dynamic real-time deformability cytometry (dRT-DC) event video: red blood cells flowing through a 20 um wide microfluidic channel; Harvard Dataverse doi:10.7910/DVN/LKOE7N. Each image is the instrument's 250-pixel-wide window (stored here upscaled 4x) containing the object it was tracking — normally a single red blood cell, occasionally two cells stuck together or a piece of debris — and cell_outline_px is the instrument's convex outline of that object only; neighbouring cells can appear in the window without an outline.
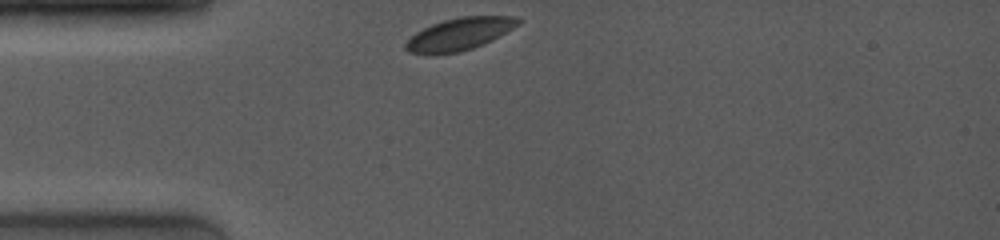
{"species": "common noctule bat (a hibernating species)", "species_latin": "Nyctalus noctula", "temperature_condition": "room temperature", "stored_images_in_passage": 2, "camera_frame_rate_fps": 4000, "um_per_image_px": 0.085, "animal": {"sex": "female", "body_mass_g": 19.0, "forearm_length_mm": 53.3}, "frame": {"image": 1, "passage_image": 1, "time_ms": 0.0, "image_size_px": [1000, 240], "cell_outline_px": [[520, 24], [500, 36], [484, 44], [460, 52], [436, 56], [432, 56], [408, 52], [404, 48], [404, 44], [416, 32], [432, 24], [444, 20], [460, 16], [516, 16], [520, 20]], "centroid_in_image_um": [39.03, 2.92], "position_along_channel_um": 46.0, "area_um2": 21.56}}
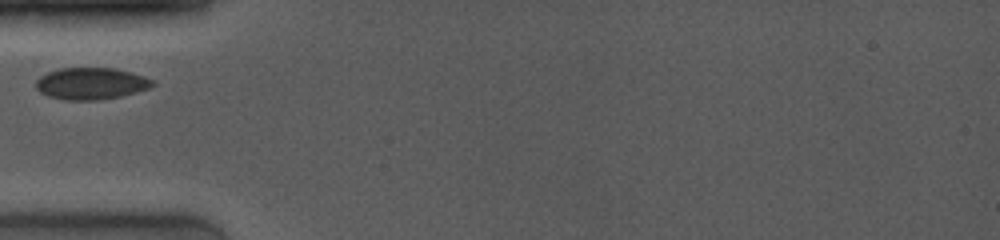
{"frame": {"image": 2, "passage_image": 2, "time_ms": 1.25, "image_size_px": [1000, 240], "cell_outline_px": [[156, 84], [148, 88], [136, 92], [120, 96], [96, 100], [64, 100], [48, 96], [40, 92], [36, 88], [36, 80], [40, 76], [48, 72], [60, 68], [116, 68], [132, 72], [156, 80]], "centroid_in_image_um": [7.76, 7.09], "position_along_channel_um": 77.2, "area_um2": 21.73}}